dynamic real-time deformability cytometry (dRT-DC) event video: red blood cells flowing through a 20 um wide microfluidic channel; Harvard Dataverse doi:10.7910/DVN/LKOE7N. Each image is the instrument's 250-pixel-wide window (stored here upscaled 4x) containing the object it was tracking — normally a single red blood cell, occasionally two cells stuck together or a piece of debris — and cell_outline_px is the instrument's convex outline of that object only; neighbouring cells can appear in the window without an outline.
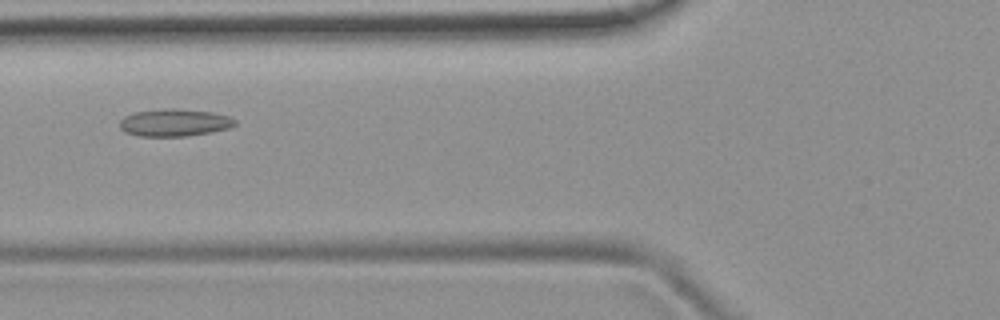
{"species": "common noctule bat (a hibernating species)", "species_latin": "Nyctalus noctula", "temperature_condition": "room temperature", "stored_images_in_passage": 8, "camera_frame_rate_fps": 3000, "um_per_image_px": 0.085, "animal": {"sex": "female", "body_mass_g": 19.9}, "frame": {"image": 1, "passage_image": 4, "time_ms": 3.667, "image_size_px": [1000, 320], "cell_outline_px": [[236, 124], [228, 128], [212, 132], [184, 136], [140, 136], [124, 132], [120, 128], [120, 120], [124, 116], [136, 112], [164, 108], [172, 108], [212, 112], [228, 116], [236, 120]], "centroid_in_image_um": [14.81, 10.42], "position_along_channel_um": 111.0, "area_um2": 18.32}}
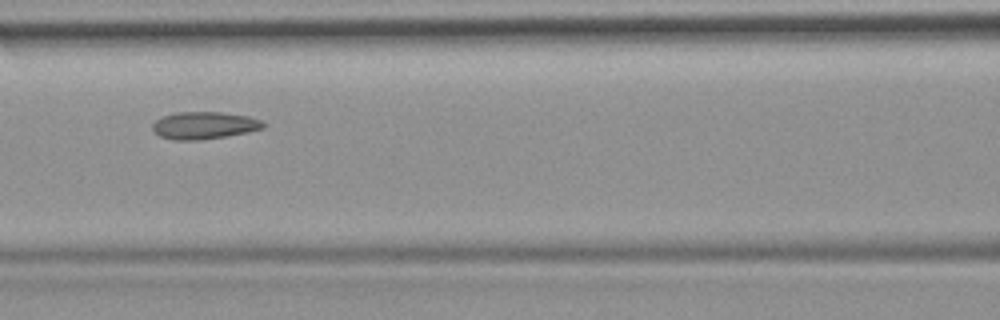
{"frame": {"image": 2, "passage_image": 5, "time_ms": 4.667, "image_size_px": [1000, 320], "cell_outline_px": [[264, 128], [248, 132], [228, 136], [200, 140], [172, 140], [160, 136], [152, 132], [152, 124], [156, 120], [164, 116], [176, 112], [224, 112], [248, 116], [260, 120], [264, 124]], "centroid_in_image_um": [17.33, 10.66], "position_along_channel_um": 149.3, "area_um2": 17.74}}
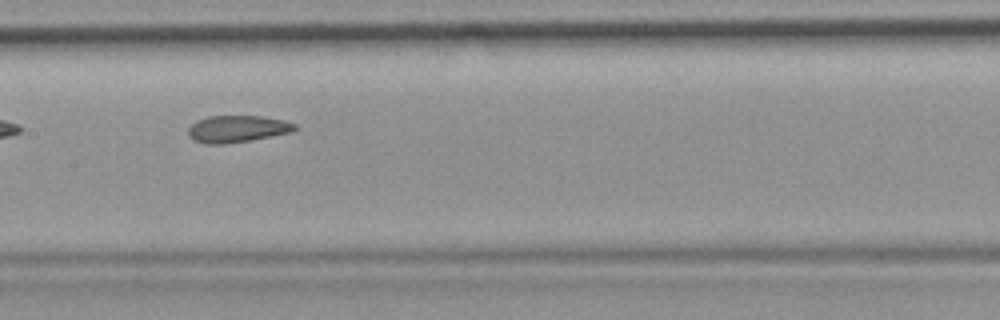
{"frame": {"image": 3, "passage_image": 6, "time_ms": 5.667, "image_size_px": [1000, 320], "cell_outline_px": [[296, 128], [292, 132], [252, 140], [224, 144], [204, 144], [192, 140], [188, 136], [188, 128], [196, 120], [208, 116], [264, 116], [284, 120], [296, 124]], "centroid_in_image_um": [20.14, 10.96], "position_along_channel_um": 187.3, "area_um2": 16.94}}